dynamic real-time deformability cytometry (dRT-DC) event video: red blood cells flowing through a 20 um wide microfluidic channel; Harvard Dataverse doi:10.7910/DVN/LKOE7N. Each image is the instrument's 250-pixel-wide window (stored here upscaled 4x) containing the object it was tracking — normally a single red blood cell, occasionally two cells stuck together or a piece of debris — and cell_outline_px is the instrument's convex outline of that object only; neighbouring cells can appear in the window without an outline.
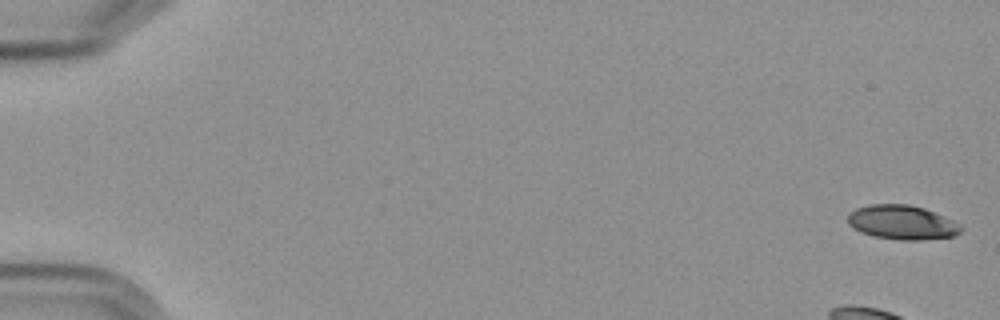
{"species": "Egyptian fruit bat (a non-hibernating species)", "species_latin": "Rousettus aegyptiacus", "temperature_condition": "cold", "stored_images_in_passage": 5, "camera_frame_rate_fps": 3000, "um_per_image_px": 0.085, "frame": {"image": 1, "passage_image": 1, "time_ms": 0.0, "image_size_px": [1000, 320], "cell_outline_px": [[964, 228], [960, 232], [952, 236], [916, 240], [900, 240], [872, 236], [860, 232], [852, 228], [848, 224], [848, 216], [856, 208], [868, 204], [908, 204], [924, 208], [944, 216], [960, 224]], "centroid_in_image_um": [76.65, 18.9], "position_along_channel_um": 8.3, "area_um2": 22.6}}